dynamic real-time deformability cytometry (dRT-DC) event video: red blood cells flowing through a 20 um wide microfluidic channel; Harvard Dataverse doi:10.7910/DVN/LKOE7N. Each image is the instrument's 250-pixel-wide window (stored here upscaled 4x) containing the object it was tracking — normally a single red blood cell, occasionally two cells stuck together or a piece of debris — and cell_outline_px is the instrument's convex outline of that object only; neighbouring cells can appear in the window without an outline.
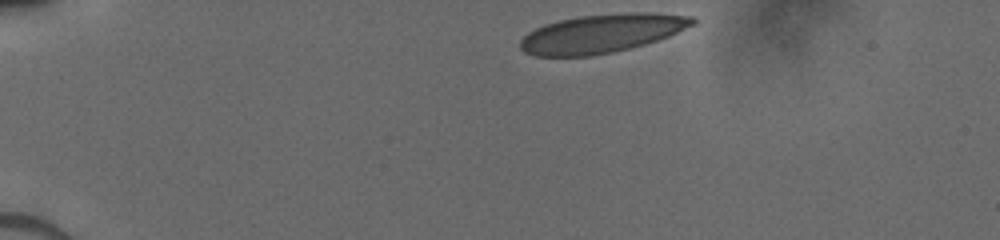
{"species": "human", "species_latin": "Homo sapiens", "temperature_condition": "cold", "stored_images_in_passage": 34, "camera_frame_rate_fps": 3000, "um_per_image_px": 0.085, "donor": {"sex": "male"}, "frame": {"image": 1, "passage_image": 1, "time_ms": 0.0, "image_size_px": [1000, 240], "cell_outline_px": [[696, 24], [668, 36], [644, 44], [612, 52], [588, 56], [536, 56], [524, 52], [520, 48], [520, 40], [528, 32], [544, 24], [560, 20], [580, 16], [628, 12], [652, 12], [696, 16]], "centroid_in_image_um": [51.18, 2.83], "position_along_channel_um": 33.8, "area_um2": 38.78}}
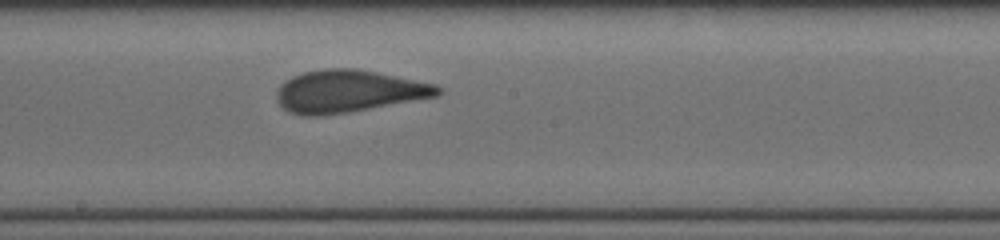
{"frame": {"image": 2, "passage_image": 20, "time_ms": 6.333, "image_size_px": [1000, 240], "cell_outline_px": [[444, 92], [436, 96], [368, 108], [320, 116], [300, 116], [288, 112], [276, 100], [276, 92], [280, 84], [284, 80], [292, 76], [304, 72], [324, 68], [352, 68], [376, 72], [436, 84], [444, 88]], "centroid_in_image_um": [29.58, 7.75], "position_along_channel_um": 218.6, "area_um2": 39.59}}
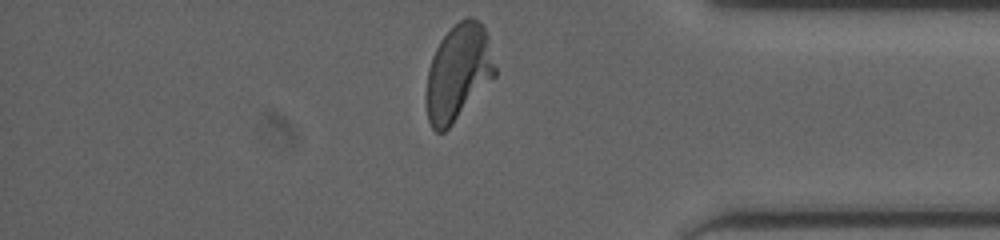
{"frame": {"image": 3, "passage_image": 34, "time_ms": 11.0, "image_size_px": [1000, 240], "cell_outline_px": [[496, 76], [452, 124], [444, 132], [436, 132], [432, 128], [428, 120], [428, 68], [432, 56], [440, 40], [460, 20], [468, 16], [472, 16], [480, 20], [488, 36], [496, 68]], "centroid_in_image_um": [38.99, 6.13], "position_along_channel_um": 396.2, "area_um2": 38.09}}